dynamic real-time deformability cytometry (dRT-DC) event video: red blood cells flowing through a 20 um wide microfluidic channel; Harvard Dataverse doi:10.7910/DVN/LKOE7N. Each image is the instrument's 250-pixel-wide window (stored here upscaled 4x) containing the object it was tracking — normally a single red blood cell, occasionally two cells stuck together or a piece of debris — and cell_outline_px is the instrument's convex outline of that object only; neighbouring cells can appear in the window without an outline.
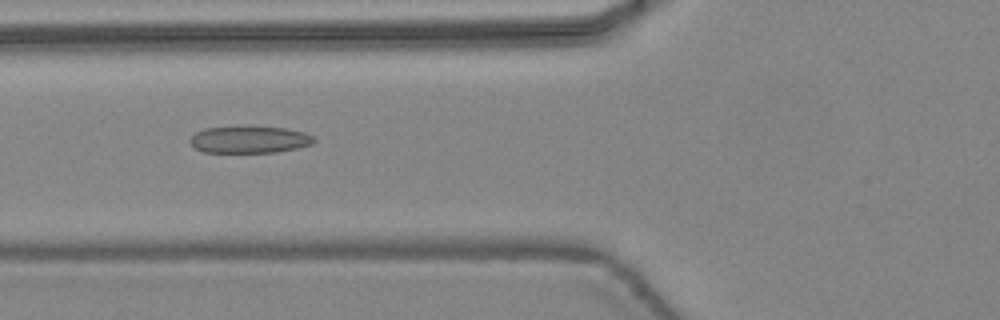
{"species": "common noctule bat (a hibernating species)", "species_latin": "Nyctalus noctula", "temperature_condition": "warm", "stored_images_in_passage": 39, "camera_frame_rate_fps": 3000, "um_per_image_px": 0.085, "animal": {"sex": "female", "body_mass_g": 24.6, "forearm_length_mm": 56.2}, "frame": {"image": 1, "passage_image": 11, "time_ms": 3.333, "image_size_px": [1000, 320], "cell_outline_px": [[316, 140], [312, 144], [296, 148], [276, 152], [204, 152], [192, 148], [188, 140], [196, 132], [204, 128], [248, 124], [284, 128], [304, 132], [312, 136]], "centroid_in_image_um": [21.14, 11.83], "position_along_channel_um": 104.7, "area_um2": 20.17}}
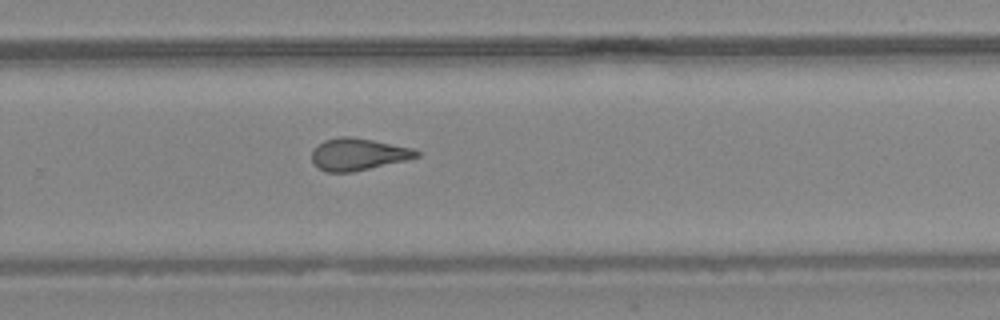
{"frame": {"image": 2, "passage_image": 24, "time_ms": 7.667, "image_size_px": [1000, 320], "cell_outline_px": [[420, 156], [408, 160], [352, 172], [328, 172], [312, 164], [312, 152], [324, 140], [340, 136], [352, 136], [416, 148], [420, 152]], "centroid_in_image_um": [30.5, 13.11], "position_along_channel_um": 299.3, "area_um2": 19.71}}
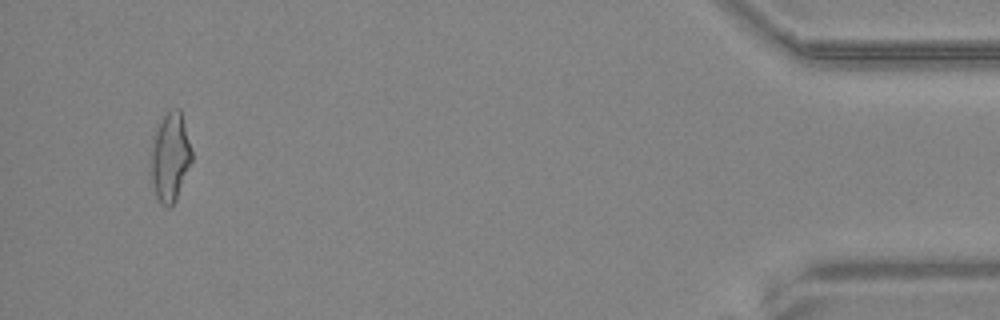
{"frame": {"image": 3, "passage_image": 37, "time_ms": 12.0, "image_size_px": [1000, 320], "cell_outline_px": [[192, 160], [176, 200], [168, 208], [160, 204], [148, 180], [148, 156], [152, 140], [168, 108], [180, 108], [192, 152]], "centroid_in_image_um": [14.39, 13.4], "position_along_channel_um": 420.8, "area_um2": 21.91}, "authors_computed_cell_mechanics": {"area_um2": 19.8254, "velocity_mm_per_s": 4.4948, "shape_relaxation_time_tau1_ms": null, "shape_relaxation_time_tau2_ms": 1.7128, "deformation_change_tau1": null, "deformation_change_tau2": 0.1004}}